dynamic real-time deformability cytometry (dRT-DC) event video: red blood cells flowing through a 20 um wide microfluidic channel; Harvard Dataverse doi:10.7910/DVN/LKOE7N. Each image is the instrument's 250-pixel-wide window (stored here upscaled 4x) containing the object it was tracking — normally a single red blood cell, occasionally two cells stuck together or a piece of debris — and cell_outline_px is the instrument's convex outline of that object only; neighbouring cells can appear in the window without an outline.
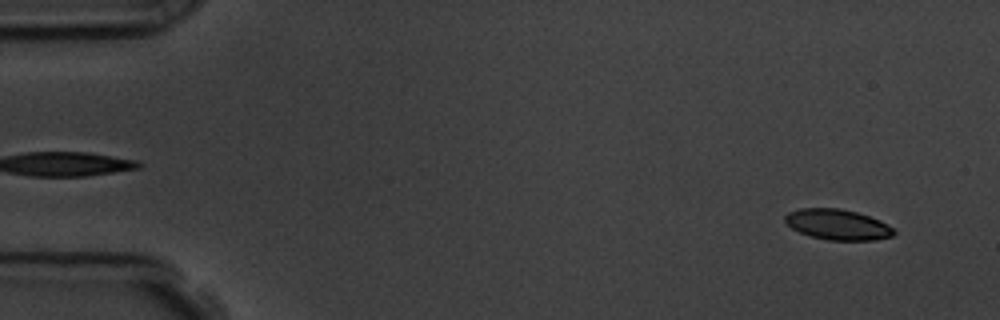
{"species": "common noctule bat (a hibernating species)", "species_latin": "Nyctalus noctula", "temperature_condition": "room temperature", "stored_images_in_passage": 54, "camera_frame_rate_fps": 3000, "um_per_image_px": 0.085, "animal": {"sex": "male", "body_mass_g": 19.5, "forearm_length_mm": 54.6}, "frame": {"image": 1, "passage_image": 1, "time_ms": 0.0, "image_size_px": [1000, 320], "cell_outline_px": [[896, 232], [892, 236], [876, 240], [828, 240], [812, 236], [800, 232], [792, 228], [784, 220], [784, 216], [788, 212], [800, 208], [840, 208], [856, 212], [880, 220], [888, 224]], "centroid_in_image_um": [71.2, 19.08], "position_along_channel_um": 13.8, "area_um2": 19.31}}
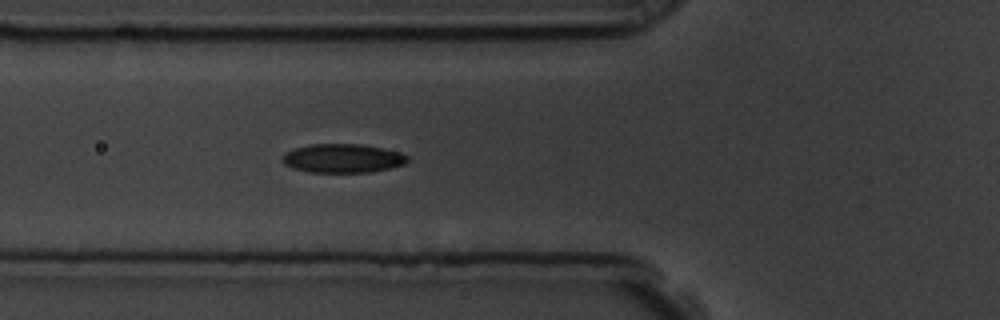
{"frame": {"image": 2, "passage_image": 18, "time_ms": 5.667, "image_size_px": [1000, 320], "cell_outline_px": [[408, 160], [404, 164], [372, 172], [308, 172], [292, 168], [284, 164], [280, 160], [284, 152], [296, 148], [312, 144], [360, 144], [400, 152], [408, 156]], "centroid_in_image_um": [29.08, 13.46], "position_along_channel_um": 96.7, "area_um2": 20.98}}
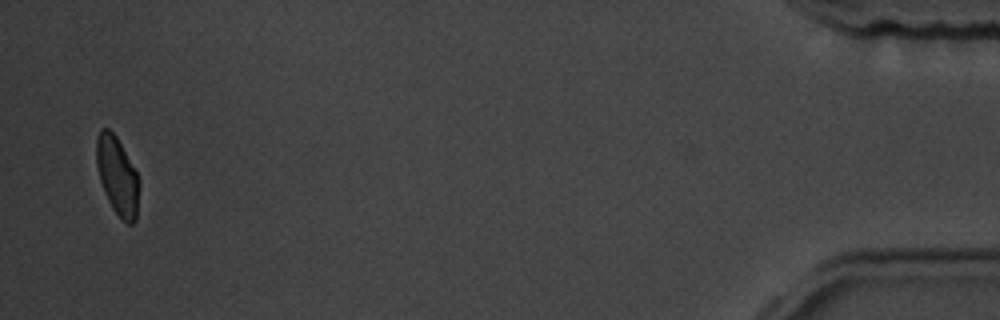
{"frame": {"image": 3, "passage_image": 53, "time_ms": 17.333, "image_size_px": [1000, 320], "cell_outline_px": [[140, 184], [136, 220], [132, 224], [128, 224], [112, 208], [104, 192], [100, 180], [96, 164], [96, 136], [100, 128], [108, 128], [116, 136], [136, 172], [140, 180]], "centroid_in_image_um": [9.97, 14.94], "position_along_channel_um": 425.2, "area_um2": 19.42}, "authors_computed_cell_mechanics": {"area_um2": 20.4323, "velocity_mm_per_s": 3.5624, "shape_relaxation_time_tau1_ms": 2.9928, "shape_relaxation_time_tau2_ms": 2.5895, "deformation_change_tau1": 0.0961, "deformation_change_tau2": 0.0462}}